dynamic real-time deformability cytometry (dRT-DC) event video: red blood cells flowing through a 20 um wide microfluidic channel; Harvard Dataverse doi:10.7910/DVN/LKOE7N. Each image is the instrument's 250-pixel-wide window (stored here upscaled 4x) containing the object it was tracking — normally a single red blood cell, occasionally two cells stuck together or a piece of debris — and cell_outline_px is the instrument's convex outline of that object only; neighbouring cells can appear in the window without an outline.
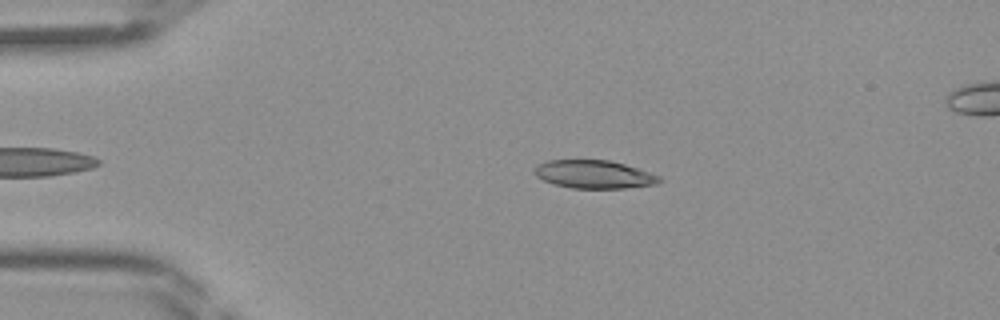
{"species": "Egyptian fruit bat (a non-hibernating species)", "species_latin": "Rousettus aegyptiacus", "temperature_condition": "room temperature", "stored_images_in_passage": 36, "camera_frame_rate_fps": 3000, "um_per_image_px": 0.085, "frame": {"image": 1, "passage_image": 6, "time_ms": 1.667, "image_size_px": [1000, 320], "cell_outline_px": [[664, 180], [656, 184], [624, 188], [572, 188], [552, 184], [536, 176], [532, 172], [532, 168], [536, 164], [544, 160], [608, 160], [624, 164], [660, 176]], "centroid_in_image_um": [50.42, 14.81], "position_along_channel_um": 34.6, "area_um2": 20.63}}
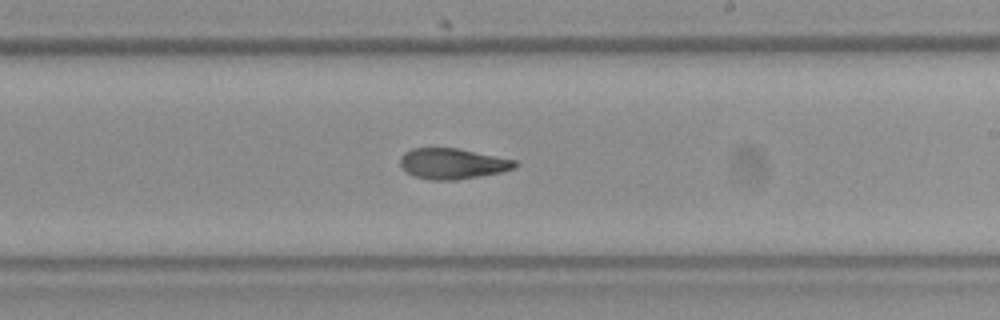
{"frame": {"image": 2, "passage_image": 23, "time_ms": 7.333, "image_size_px": [1000, 320], "cell_outline_px": [[520, 164], [516, 168], [500, 172], [480, 176], [456, 180], [428, 180], [412, 176], [400, 164], [400, 156], [404, 152], [412, 148], [456, 148], [516, 160]], "centroid_in_image_um": [38.46, 13.91], "position_along_channel_um": 250.5, "area_um2": 20.58}}
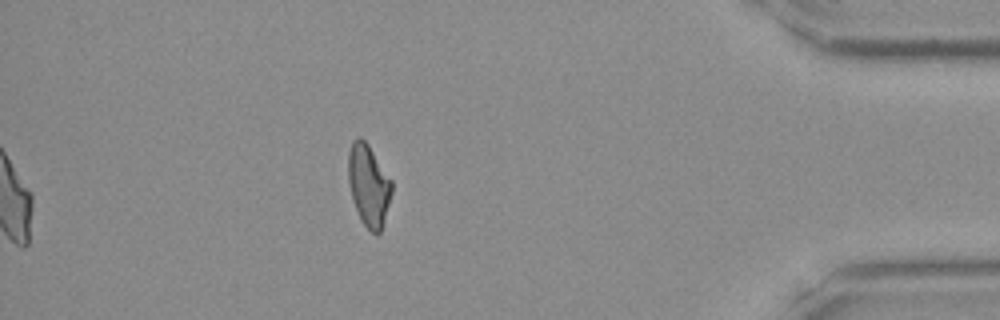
{"frame": {"image": 3, "passage_image": 36, "time_ms": 11.667, "image_size_px": [1000, 320], "cell_outline_px": [[392, 192], [384, 220], [380, 232], [376, 236], [360, 220], [352, 196], [348, 180], [348, 152], [352, 140], [360, 136], [368, 144], [392, 180]], "centroid_in_image_um": [31.33, 15.72], "position_along_channel_um": 403.9, "area_um2": 20.63}}